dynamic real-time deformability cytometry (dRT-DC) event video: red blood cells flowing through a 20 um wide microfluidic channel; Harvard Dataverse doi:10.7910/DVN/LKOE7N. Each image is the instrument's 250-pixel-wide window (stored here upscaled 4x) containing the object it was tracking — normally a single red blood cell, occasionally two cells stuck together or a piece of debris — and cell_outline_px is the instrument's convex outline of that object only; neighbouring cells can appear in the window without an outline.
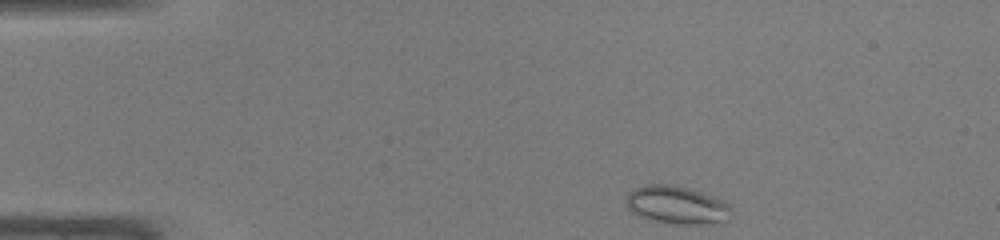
{"species": "common noctule bat (a hibernating species)", "species_latin": "Nyctalus noctula", "temperature_condition": "warm", "stored_images_in_passage": 41, "camera_frame_rate_fps": 3000, "um_per_image_px": 0.085, "animal": {"sex": "male", "body_mass_g": 19.0, "forearm_length_mm": 50.8}, "frame": {"image": 1, "passage_image": 1, "time_ms": 0.0, "image_size_px": [1000, 240], "cell_outline_px": [[732, 212], [720, 220], [696, 224], [672, 224], [652, 220], [640, 216], [632, 212], [628, 208], [628, 192], [636, 188], [648, 184], [672, 184], [688, 188], [724, 200], [732, 208]], "centroid_in_image_um": [57.49, 17.4], "position_along_channel_um": 27.5, "area_um2": 22.72}}
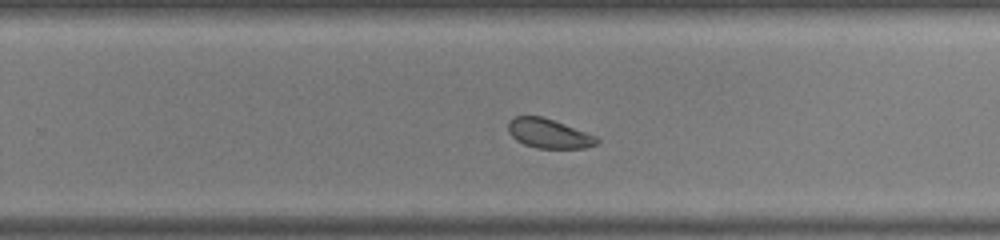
{"frame": {"image": 2, "passage_image": 24, "time_ms": 7.667, "image_size_px": [1000, 240], "cell_outline_px": [[600, 140], [596, 144], [584, 148], [536, 148], [524, 144], [516, 140], [508, 132], [508, 120], [516, 116], [540, 116], [552, 120], [596, 136]], "centroid_in_image_um": [46.61, 11.35], "position_along_channel_um": 283.2, "area_um2": 14.97}}
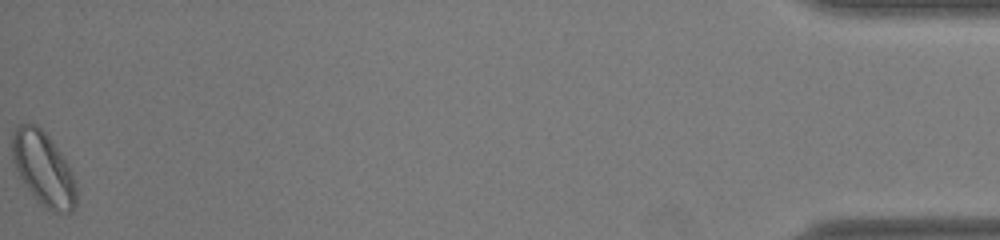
{"frame": {"image": 3, "passage_image": 41, "time_ms": 13.333, "image_size_px": [1000, 240], "cell_outline_px": [[76, 204], [72, 212], [52, 212], [28, 188], [20, 176], [12, 160], [12, 136], [16, 128], [20, 124], [36, 124], [48, 136], [60, 152], [72, 176], [76, 188]], "centroid_in_image_um": [3.68, 14.32], "position_along_channel_um": 431.5, "area_um2": 26.53}}